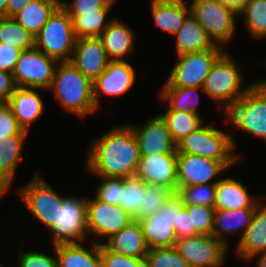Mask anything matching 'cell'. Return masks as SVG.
Wrapping results in <instances>:
<instances>
[{"instance_id": "cell-1", "label": "cell", "mask_w": 266, "mask_h": 267, "mask_svg": "<svg viewBox=\"0 0 266 267\" xmlns=\"http://www.w3.org/2000/svg\"><path fill=\"white\" fill-rule=\"evenodd\" d=\"M109 130L90 144L86 171L101 177L134 176L141 156L132 127L116 126Z\"/></svg>"}, {"instance_id": "cell-2", "label": "cell", "mask_w": 266, "mask_h": 267, "mask_svg": "<svg viewBox=\"0 0 266 267\" xmlns=\"http://www.w3.org/2000/svg\"><path fill=\"white\" fill-rule=\"evenodd\" d=\"M49 89L67 112L82 118L97 111L93 98V82L70 61L58 62Z\"/></svg>"}, {"instance_id": "cell-3", "label": "cell", "mask_w": 266, "mask_h": 267, "mask_svg": "<svg viewBox=\"0 0 266 267\" xmlns=\"http://www.w3.org/2000/svg\"><path fill=\"white\" fill-rule=\"evenodd\" d=\"M231 136L204 123L176 144L177 153H190L220 161L227 169L241 157L235 154Z\"/></svg>"}, {"instance_id": "cell-4", "label": "cell", "mask_w": 266, "mask_h": 267, "mask_svg": "<svg viewBox=\"0 0 266 267\" xmlns=\"http://www.w3.org/2000/svg\"><path fill=\"white\" fill-rule=\"evenodd\" d=\"M235 61L224 52L212 66L202 88L204 94L218 102L225 113L254 84L241 88L242 75Z\"/></svg>"}, {"instance_id": "cell-5", "label": "cell", "mask_w": 266, "mask_h": 267, "mask_svg": "<svg viewBox=\"0 0 266 267\" xmlns=\"http://www.w3.org/2000/svg\"><path fill=\"white\" fill-rule=\"evenodd\" d=\"M76 40L72 19L59 5L34 37V47L58 62H64L72 59Z\"/></svg>"}, {"instance_id": "cell-6", "label": "cell", "mask_w": 266, "mask_h": 267, "mask_svg": "<svg viewBox=\"0 0 266 267\" xmlns=\"http://www.w3.org/2000/svg\"><path fill=\"white\" fill-rule=\"evenodd\" d=\"M227 120L242 131L266 140V82L257 80L225 113Z\"/></svg>"}, {"instance_id": "cell-7", "label": "cell", "mask_w": 266, "mask_h": 267, "mask_svg": "<svg viewBox=\"0 0 266 267\" xmlns=\"http://www.w3.org/2000/svg\"><path fill=\"white\" fill-rule=\"evenodd\" d=\"M190 10L214 45L222 47L234 36L238 14L232 9L216 0H192Z\"/></svg>"}, {"instance_id": "cell-8", "label": "cell", "mask_w": 266, "mask_h": 267, "mask_svg": "<svg viewBox=\"0 0 266 267\" xmlns=\"http://www.w3.org/2000/svg\"><path fill=\"white\" fill-rule=\"evenodd\" d=\"M27 183L17 190L18 195L33 217L50 230L58 221L59 205L66 197L57 194L39 173Z\"/></svg>"}, {"instance_id": "cell-9", "label": "cell", "mask_w": 266, "mask_h": 267, "mask_svg": "<svg viewBox=\"0 0 266 267\" xmlns=\"http://www.w3.org/2000/svg\"><path fill=\"white\" fill-rule=\"evenodd\" d=\"M224 49H209L179 55L162 87H202L216 60Z\"/></svg>"}, {"instance_id": "cell-10", "label": "cell", "mask_w": 266, "mask_h": 267, "mask_svg": "<svg viewBox=\"0 0 266 267\" xmlns=\"http://www.w3.org/2000/svg\"><path fill=\"white\" fill-rule=\"evenodd\" d=\"M58 61L37 48L22 51L12 72L17 87L50 88Z\"/></svg>"}, {"instance_id": "cell-11", "label": "cell", "mask_w": 266, "mask_h": 267, "mask_svg": "<svg viewBox=\"0 0 266 267\" xmlns=\"http://www.w3.org/2000/svg\"><path fill=\"white\" fill-rule=\"evenodd\" d=\"M87 198L66 196L59 205L58 221L50 229L52 244L77 243L86 241ZM85 239V240H84Z\"/></svg>"}, {"instance_id": "cell-12", "label": "cell", "mask_w": 266, "mask_h": 267, "mask_svg": "<svg viewBox=\"0 0 266 267\" xmlns=\"http://www.w3.org/2000/svg\"><path fill=\"white\" fill-rule=\"evenodd\" d=\"M174 247L190 267H221L229 249L213 235L179 238Z\"/></svg>"}, {"instance_id": "cell-13", "label": "cell", "mask_w": 266, "mask_h": 267, "mask_svg": "<svg viewBox=\"0 0 266 267\" xmlns=\"http://www.w3.org/2000/svg\"><path fill=\"white\" fill-rule=\"evenodd\" d=\"M182 205L181 198L175 193L157 213L139 221L149 248L175 246L177 237L173 224L176 219V211Z\"/></svg>"}, {"instance_id": "cell-14", "label": "cell", "mask_w": 266, "mask_h": 267, "mask_svg": "<svg viewBox=\"0 0 266 267\" xmlns=\"http://www.w3.org/2000/svg\"><path fill=\"white\" fill-rule=\"evenodd\" d=\"M87 236L109 238L120 232L132 220L119 205L102 202L96 197L87 198Z\"/></svg>"}, {"instance_id": "cell-15", "label": "cell", "mask_w": 266, "mask_h": 267, "mask_svg": "<svg viewBox=\"0 0 266 267\" xmlns=\"http://www.w3.org/2000/svg\"><path fill=\"white\" fill-rule=\"evenodd\" d=\"M227 168L214 159L190 153H177V190L180 187L197 184H216L211 182Z\"/></svg>"}, {"instance_id": "cell-16", "label": "cell", "mask_w": 266, "mask_h": 267, "mask_svg": "<svg viewBox=\"0 0 266 267\" xmlns=\"http://www.w3.org/2000/svg\"><path fill=\"white\" fill-rule=\"evenodd\" d=\"M135 69L126 60H111L106 70L93 82V98L96 108L103 95L119 96L128 92L135 83Z\"/></svg>"}, {"instance_id": "cell-17", "label": "cell", "mask_w": 266, "mask_h": 267, "mask_svg": "<svg viewBox=\"0 0 266 267\" xmlns=\"http://www.w3.org/2000/svg\"><path fill=\"white\" fill-rule=\"evenodd\" d=\"M134 131L140 156L171 154L176 150L170 131L158 114L148 119L144 126L130 125Z\"/></svg>"}, {"instance_id": "cell-18", "label": "cell", "mask_w": 266, "mask_h": 267, "mask_svg": "<svg viewBox=\"0 0 266 267\" xmlns=\"http://www.w3.org/2000/svg\"><path fill=\"white\" fill-rule=\"evenodd\" d=\"M110 61L99 37L77 38L70 62L92 82L106 70Z\"/></svg>"}, {"instance_id": "cell-19", "label": "cell", "mask_w": 266, "mask_h": 267, "mask_svg": "<svg viewBox=\"0 0 266 267\" xmlns=\"http://www.w3.org/2000/svg\"><path fill=\"white\" fill-rule=\"evenodd\" d=\"M135 175L146 183L161 185L177 193V151L141 156Z\"/></svg>"}, {"instance_id": "cell-20", "label": "cell", "mask_w": 266, "mask_h": 267, "mask_svg": "<svg viewBox=\"0 0 266 267\" xmlns=\"http://www.w3.org/2000/svg\"><path fill=\"white\" fill-rule=\"evenodd\" d=\"M102 244L110 251L133 258H146L149 247L139 221L134 219L120 232L107 238Z\"/></svg>"}, {"instance_id": "cell-21", "label": "cell", "mask_w": 266, "mask_h": 267, "mask_svg": "<svg viewBox=\"0 0 266 267\" xmlns=\"http://www.w3.org/2000/svg\"><path fill=\"white\" fill-rule=\"evenodd\" d=\"M260 203V201H256L250 208L245 209L215 210L212 235L229 247L230 244L224 236L242 231L241 239L251 224L254 212Z\"/></svg>"}, {"instance_id": "cell-22", "label": "cell", "mask_w": 266, "mask_h": 267, "mask_svg": "<svg viewBox=\"0 0 266 267\" xmlns=\"http://www.w3.org/2000/svg\"><path fill=\"white\" fill-rule=\"evenodd\" d=\"M100 243L93 241L91 251L83 246V242L52 245L57 267H102Z\"/></svg>"}, {"instance_id": "cell-23", "label": "cell", "mask_w": 266, "mask_h": 267, "mask_svg": "<svg viewBox=\"0 0 266 267\" xmlns=\"http://www.w3.org/2000/svg\"><path fill=\"white\" fill-rule=\"evenodd\" d=\"M266 251V204L257 206L251 224L237 244L236 253L244 261Z\"/></svg>"}, {"instance_id": "cell-24", "label": "cell", "mask_w": 266, "mask_h": 267, "mask_svg": "<svg viewBox=\"0 0 266 267\" xmlns=\"http://www.w3.org/2000/svg\"><path fill=\"white\" fill-rule=\"evenodd\" d=\"M37 88L17 87L7 104L12 109L18 124L29 131L30 124L38 119L44 111V104Z\"/></svg>"}, {"instance_id": "cell-25", "label": "cell", "mask_w": 266, "mask_h": 267, "mask_svg": "<svg viewBox=\"0 0 266 267\" xmlns=\"http://www.w3.org/2000/svg\"><path fill=\"white\" fill-rule=\"evenodd\" d=\"M186 0H152L151 10L156 25L170 35H174L191 14Z\"/></svg>"}, {"instance_id": "cell-26", "label": "cell", "mask_w": 266, "mask_h": 267, "mask_svg": "<svg viewBox=\"0 0 266 267\" xmlns=\"http://www.w3.org/2000/svg\"><path fill=\"white\" fill-rule=\"evenodd\" d=\"M173 36L176 38L177 56L209 49H224V47L212 43L204 28L192 14L186 18L183 25Z\"/></svg>"}, {"instance_id": "cell-27", "label": "cell", "mask_w": 266, "mask_h": 267, "mask_svg": "<svg viewBox=\"0 0 266 267\" xmlns=\"http://www.w3.org/2000/svg\"><path fill=\"white\" fill-rule=\"evenodd\" d=\"M99 38L110 60H126L124 56L126 57L134 47L132 30L116 18L112 19Z\"/></svg>"}, {"instance_id": "cell-28", "label": "cell", "mask_w": 266, "mask_h": 267, "mask_svg": "<svg viewBox=\"0 0 266 267\" xmlns=\"http://www.w3.org/2000/svg\"><path fill=\"white\" fill-rule=\"evenodd\" d=\"M256 201L241 181L233 178L218 179L215 210L250 208Z\"/></svg>"}, {"instance_id": "cell-29", "label": "cell", "mask_w": 266, "mask_h": 267, "mask_svg": "<svg viewBox=\"0 0 266 267\" xmlns=\"http://www.w3.org/2000/svg\"><path fill=\"white\" fill-rule=\"evenodd\" d=\"M28 132L22 130L19 134L8 137L9 144L0 142V185L7 191L13 182V177L22 159V147Z\"/></svg>"}, {"instance_id": "cell-30", "label": "cell", "mask_w": 266, "mask_h": 267, "mask_svg": "<svg viewBox=\"0 0 266 267\" xmlns=\"http://www.w3.org/2000/svg\"><path fill=\"white\" fill-rule=\"evenodd\" d=\"M60 4L61 0H32L13 18L35 37Z\"/></svg>"}, {"instance_id": "cell-31", "label": "cell", "mask_w": 266, "mask_h": 267, "mask_svg": "<svg viewBox=\"0 0 266 267\" xmlns=\"http://www.w3.org/2000/svg\"><path fill=\"white\" fill-rule=\"evenodd\" d=\"M115 2V0H112L104 9H98L96 12L83 13V15H69L72 19L76 37H99L112 21H106V17Z\"/></svg>"}, {"instance_id": "cell-32", "label": "cell", "mask_w": 266, "mask_h": 267, "mask_svg": "<svg viewBox=\"0 0 266 267\" xmlns=\"http://www.w3.org/2000/svg\"><path fill=\"white\" fill-rule=\"evenodd\" d=\"M199 89L204 92L202 87H162L160 98L169 103L166 111L193 112L199 114L196 109L199 103Z\"/></svg>"}, {"instance_id": "cell-33", "label": "cell", "mask_w": 266, "mask_h": 267, "mask_svg": "<svg viewBox=\"0 0 266 267\" xmlns=\"http://www.w3.org/2000/svg\"><path fill=\"white\" fill-rule=\"evenodd\" d=\"M159 115L166 123L175 144L204 123L201 115L193 112L166 111Z\"/></svg>"}, {"instance_id": "cell-34", "label": "cell", "mask_w": 266, "mask_h": 267, "mask_svg": "<svg viewBox=\"0 0 266 267\" xmlns=\"http://www.w3.org/2000/svg\"><path fill=\"white\" fill-rule=\"evenodd\" d=\"M0 43L26 51L34 48V36L14 18L0 17Z\"/></svg>"}, {"instance_id": "cell-35", "label": "cell", "mask_w": 266, "mask_h": 267, "mask_svg": "<svg viewBox=\"0 0 266 267\" xmlns=\"http://www.w3.org/2000/svg\"><path fill=\"white\" fill-rule=\"evenodd\" d=\"M174 194L175 193L167 187L146 183L142 206L133 219L135 221H141L157 213Z\"/></svg>"}, {"instance_id": "cell-36", "label": "cell", "mask_w": 266, "mask_h": 267, "mask_svg": "<svg viewBox=\"0 0 266 267\" xmlns=\"http://www.w3.org/2000/svg\"><path fill=\"white\" fill-rule=\"evenodd\" d=\"M145 188L146 182L136 175L123 178V188L118 205L133 218L142 206Z\"/></svg>"}, {"instance_id": "cell-37", "label": "cell", "mask_w": 266, "mask_h": 267, "mask_svg": "<svg viewBox=\"0 0 266 267\" xmlns=\"http://www.w3.org/2000/svg\"><path fill=\"white\" fill-rule=\"evenodd\" d=\"M243 15V24L251 36L257 39L266 36V0H249L244 9L238 14Z\"/></svg>"}, {"instance_id": "cell-38", "label": "cell", "mask_w": 266, "mask_h": 267, "mask_svg": "<svg viewBox=\"0 0 266 267\" xmlns=\"http://www.w3.org/2000/svg\"><path fill=\"white\" fill-rule=\"evenodd\" d=\"M182 204L215 207L216 184H197L180 187L176 193Z\"/></svg>"}, {"instance_id": "cell-39", "label": "cell", "mask_w": 266, "mask_h": 267, "mask_svg": "<svg viewBox=\"0 0 266 267\" xmlns=\"http://www.w3.org/2000/svg\"><path fill=\"white\" fill-rule=\"evenodd\" d=\"M147 267H190L175 247L149 248Z\"/></svg>"}, {"instance_id": "cell-40", "label": "cell", "mask_w": 266, "mask_h": 267, "mask_svg": "<svg viewBox=\"0 0 266 267\" xmlns=\"http://www.w3.org/2000/svg\"><path fill=\"white\" fill-rule=\"evenodd\" d=\"M188 213H191L192 227L200 235H212L214 228L215 207L183 204Z\"/></svg>"}, {"instance_id": "cell-41", "label": "cell", "mask_w": 266, "mask_h": 267, "mask_svg": "<svg viewBox=\"0 0 266 267\" xmlns=\"http://www.w3.org/2000/svg\"><path fill=\"white\" fill-rule=\"evenodd\" d=\"M101 184L97 187L95 197L102 202L118 205L123 188V178L101 177Z\"/></svg>"}, {"instance_id": "cell-42", "label": "cell", "mask_w": 266, "mask_h": 267, "mask_svg": "<svg viewBox=\"0 0 266 267\" xmlns=\"http://www.w3.org/2000/svg\"><path fill=\"white\" fill-rule=\"evenodd\" d=\"M102 267H147L146 258H133L114 253L100 243Z\"/></svg>"}, {"instance_id": "cell-43", "label": "cell", "mask_w": 266, "mask_h": 267, "mask_svg": "<svg viewBox=\"0 0 266 267\" xmlns=\"http://www.w3.org/2000/svg\"><path fill=\"white\" fill-rule=\"evenodd\" d=\"M22 130L7 102H0V142L9 144L8 137L19 134Z\"/></svg>"}, {"instance_id": "cell-44", "label": "cell", "mask_w": 266, "mask_h": 267, "mask_svg": "<svg viewBox=\"0 0 266 267\" xmlns=\"http://www.w3.org/2000/svg\"><path fill=\"white\" fill-rule=\"evenodd\" d=\"M18 255L19 267H57V258H53L43 252H23L21 250Z\"/></svg>"}, {"instance_id": "cell-45", "label": "cell", "mask_w": 266, "mask_h": 267, "mask_svg": "<svg viewBox=\"0 0 266 267\" xmlns=\"http://www.w3.org/2000/svg\"><path fill=\"white\" fill-rule=\"evenodd\" d=\"M112 0H73L72 3L61 1V6L69 15H83V13L96 12L104 9Z\"/></svg>"}, {"instance_id": "cell-46", "label": "cell", "mask_w": 266, "mask_h": 267, "mask_svg": "<svg viewBox=\"0 0 266 267\" xmlns=\"http://www.w3.org/2000/svg\"><path fill=\"white\" fill-rule=\"evenodd\" d=\"M173 227L177 239L200 235L195 227H192L191 213H188L183 205L176 211V219Z\"/></svg>"}, {"instance_id": "cell-47", "label": "cell", "mask_w": 266, "mask_h": 267, "mask_svg": "<svg viewBox=\"0 0 266 267\" xmlns=\"http://www.w3.org/2000/svg\"><path fill=\"white\" fill-rule=\"evenodd\" d=\"M21 52L17 48L0 43V70L12 73Z\"/></svg>"}, {"instance_id": "cell-48", "label": "cell", "mask_w": 266, "mask_h": 267, "mask_svg": "<svg viewBox=\"0 0 266 267\" xmlns=\"http://www.w3.org/2000/svg\"><path fill=\"white\" fill-rule=\"evenodd\" d=\"M16 88L13 74L0 70V102H7Z\"/></svg>"}, {"instance_id": "cell-49", "label": "cell", "mask_w": 266, "mask_h": 267, "mask_svg": "<svg viewBox=\"0 0 266 267\" xmlns=\"http://www.w3.org/2000/svg\"><path fill=\"white\" fill-rule=\"evenodd\" d=\"M32 0H9L6 9V17L13 18Z\"/></svg>"}, {"instance_id": "cell-50", "label": "cell", "mask_w": 266, "mask_h": 267, "mask_svg": "<svg viewBox=\"0 0 266 267\" xmlns=\"http://www.w3.org/2000/svg\"><path fill=\"white\" fill-rule=\"evenodd\" d=\"M221 5L228 7L239 14L247 5L249 0H216Z\"/></svg>"}, {"instance_id": "cell-51", "label": "cell", "mask_w": 266, "mask_h": 267, "mask_svg": "<svg viewBox=\"0 0 266 267\" xmlns=\"http://www.w3.org/2000/svg\"><path fill=\"white\" fill-rule=\"evenodd\" d=\"M255 256L259 257L257 260V266L256 267H266V251L260 252L256 255H254L250 260H252Z\"/></svg>"}, {"instance_id": "cell-52", "label": "cell", "mask_w": 266, "mask_h": 267, "mask_svg": "<svg viewBox=\"0 0 266 267\" xmlns=\"http://www.w3.org/2000/svg\"><path fill=\"white\" fill-rule=\"evenodd\" d=\"M9 0H0V17H6V9Z\"/></svg>"}, {"instance_id": "cell-53", "label": "cell", "mask_w": 266, "mask_h": 267, "mask_svg": "<svg viewBox=\"0 0 266 267\" xmlns=\"http://www.w3.org/2000/svg\"><path fill=\"white\" fill-rule=\"evenodd\" d=\"M6 190L0 185V198L4 195V194H6Z\"/></svg>"}]
</instances>
